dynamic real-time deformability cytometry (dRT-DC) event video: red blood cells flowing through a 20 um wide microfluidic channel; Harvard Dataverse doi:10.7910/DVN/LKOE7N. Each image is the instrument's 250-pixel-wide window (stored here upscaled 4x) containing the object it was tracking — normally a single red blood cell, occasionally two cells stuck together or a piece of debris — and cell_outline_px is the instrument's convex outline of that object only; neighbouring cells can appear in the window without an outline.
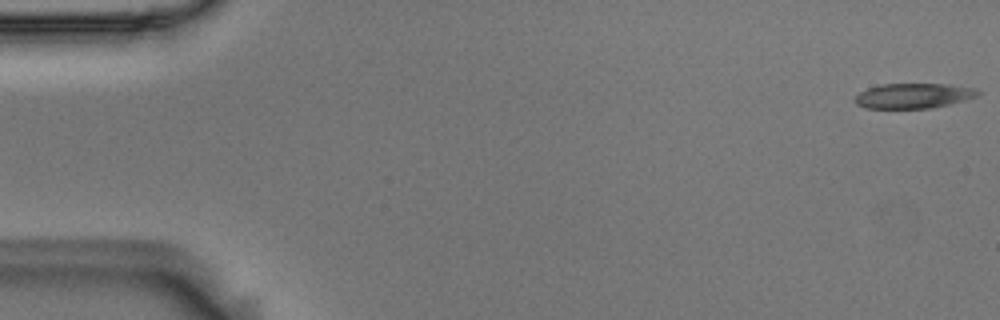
{"species": "Egyptian fruit bat (a non-hibernating species)", "species_latin": "Rousettus aegyptiacus", "temperature_condition": "room temperature", "stored_images_in_passage": 17, "camera_frame_rate_fps": 3000, "um_per_image_px": 0.085, "animal": {"sex": "male"}, "frame": {"image": 1, "passage_image": 1, "time_ms": 0.0, "image_size_px": [1000, 320], "cell_outline_px": [[980, 96], [932, 108], [864, 108], [856, 104], [856, 96], [860, 92], [868, 88], [880, 84], [948, 84], [976, 88], [980, 92]], "centroid_in_image_um": [77.68, 8.14], "position_along_channel_um": 7.3, "area_um2": 17.92}}
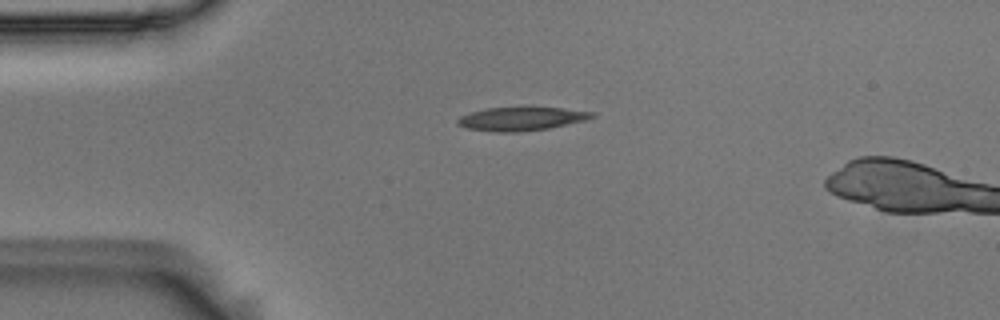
{"frame": {"image": 2, "passage_image": 13, "time_ms": 4.0, "image_size_px": [1000, 320], "cell_outline_px": [[596, 116], [584, 120], [548, 128], [520, 132], [492, 132], [468, 128], [456, 124], [456, 120], [460, 116], [472, 112], [488, 108], [564, 108], [596, 112]], "centroid_in_image_um": [44.31, 10.1], "position_along_channel_um": 40.7, "area_um2": 18.21}}